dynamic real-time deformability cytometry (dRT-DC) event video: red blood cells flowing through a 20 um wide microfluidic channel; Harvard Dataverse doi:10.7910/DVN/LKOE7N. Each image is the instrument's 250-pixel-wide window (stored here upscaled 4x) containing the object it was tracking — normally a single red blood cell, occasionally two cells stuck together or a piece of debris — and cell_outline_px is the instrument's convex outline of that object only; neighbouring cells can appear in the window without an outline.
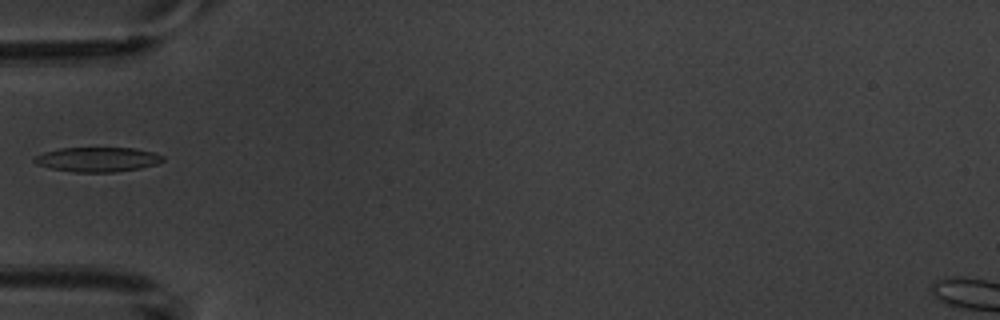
{"species": "common noctule bat (a hibernating species)", "species_latin": "Nyctalus noctula", "temperature_condition": "warm", "stored_images_in_passage": 3, "camera_frame_rate_fps": 3000, "um_per_image_px": 0.085, "animal": {"sex": "male", "body_mass_g": 20.1, "forearm_length_mm": 53.5}, "frame": {"image": 1, "passage_image": 3, "time_ms": 3.333, "image_size_px": [1000, 320], "cell_outline_px": [[164, 160], [156, 164], [140, 168], [116, 172], [76, 172], [52, 168], [36, 164], [32, 160], [36, 156], [44, 152], [60, 148], [136, 148], [156, 152], [164, 156]], "centroid_in_image_um": [8.33, 13.54], "position_along_channel_um": 76.7, "area_um2": 18.44}}